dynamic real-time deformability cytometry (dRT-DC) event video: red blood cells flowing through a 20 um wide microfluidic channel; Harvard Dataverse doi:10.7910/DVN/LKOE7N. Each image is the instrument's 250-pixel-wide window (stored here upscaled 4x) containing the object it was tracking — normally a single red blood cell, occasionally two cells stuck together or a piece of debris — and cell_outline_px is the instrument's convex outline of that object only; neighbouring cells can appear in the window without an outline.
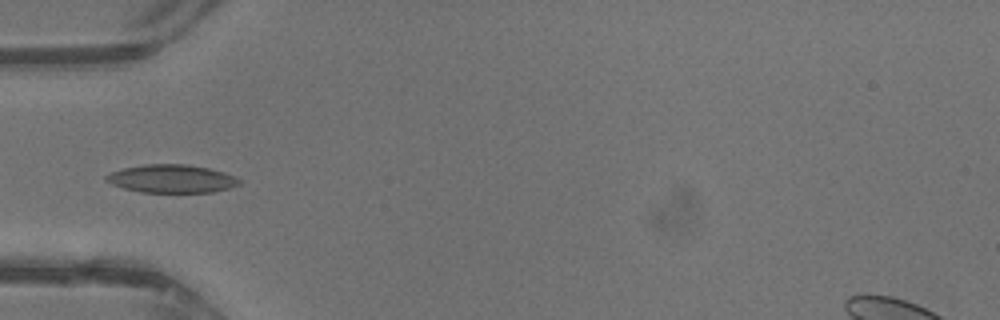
{"species": "common noctule bat (a hibernating species)", "species_latin": "Nyctalus noctula", "temperature_condition": "warm", "stored_images_in_passage": 25, "camera_frame_rate_fps": 3000, "um_per_image_px": 0.085, "animal": {"sex": "male", "body_mass_g": 13.3}, "frame": {"image": 1, "passage_image": 2, "time_ms": 0.333, "image_size_px": [1000, 320], "cell_outline_px": [[240, 184], [228, 188], [212, 192], [140, 192], [124, 188], [112, 184], [104, 180], [104, 176], [112, 172], [124, 168], [144, 164], [188, 164], [208, 168], [224, 172], [236, 176], [240, 180]], "centroid_in_image_um": [14.59, 15.18], "position_along_channel_um": 70.4, "area_um2": 21.79}}
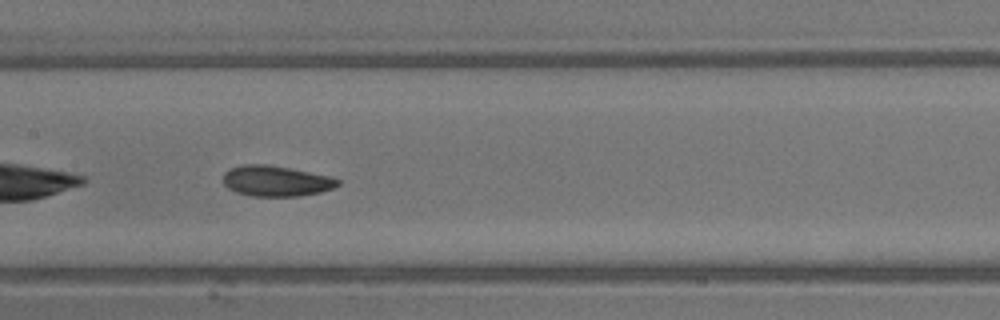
{"frame": {"image": 2, "passage_image": 9, "time_ms": 2.667, "image_size_px": [1000, 320], "cell_outline_px": [[340, 184], [332, 188], [320, 192], [300, 196], [252, 196], [236, 192], [228, 188], [224, 184], [224, 172], [228, 168], [244, 164], [268, 164], [332, 176], [340, 180]], "centroid_in_image_um": [23.46, 15.37], "position_along_channel_um": 183.9, "area_um2": 20.58}}
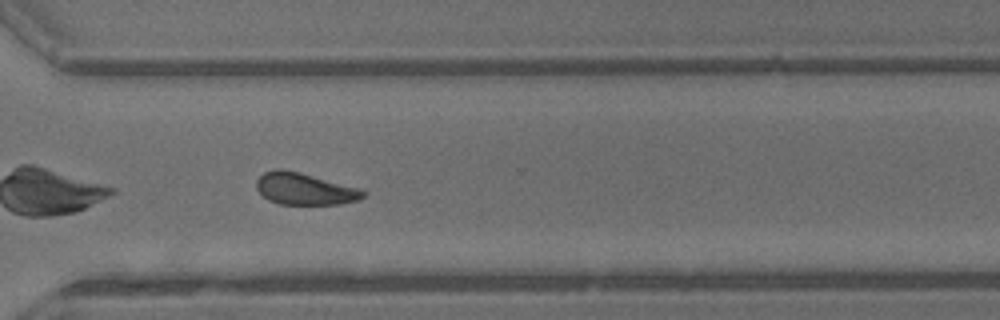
{"frame": {"image": 3, "passage_image": 19, "time_ms": 6.0, "image_size_px": [1000, 320], "cell_outline_px": [[368, 192], [364, 196], [356, 200], [340, 204], [280, 204], [268, 200], [256, 188], [256, 180], [264, 172], [276, 168], [284, 168], [300, 172], [360, 188]], "centroid_in_image_um": [25.88, 16.04], "position_along_channel_um": 344.7, "area_um2": 19.88}, "authors_computed_cell_mechanics": {"area_um2": 20.3456, "velocity_mm_per_s": 4.838, "shape_relaxation_time_tau1_ms": 2.8031, "shape_relaxation_time_tau2_ms": 2.0979, "deformation_change_tau1": 0.0941, "deformation_change_tau2": 0.0707}}